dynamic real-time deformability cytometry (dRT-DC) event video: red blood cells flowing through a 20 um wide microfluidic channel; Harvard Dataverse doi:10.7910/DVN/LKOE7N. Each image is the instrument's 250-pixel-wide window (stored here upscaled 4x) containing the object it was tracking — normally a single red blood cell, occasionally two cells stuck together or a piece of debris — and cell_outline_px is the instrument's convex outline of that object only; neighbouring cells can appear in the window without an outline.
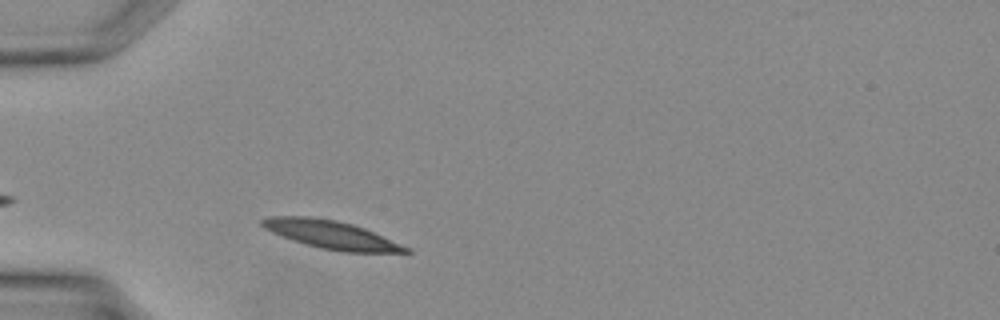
{"species": "Egyptian fruit bat (a non-hibernating species)", "species_latin": "Rousettus aegyptiacus", "temperature_condition": "warm", "stored_images_in_passage": 25, "camera_frame_rate_fps": 3000, "um_per_image_px": 0.085, "animal": {"sex": "female"}, "frame": {"image": 1, "passage_image": 3, "time_ms": 0.667, "image_size_px": [1000, 320], "cell_outline_px": [[412, 252], [344, 252], [320, 248], [304, 244], [292, 240], [272, 232], [264, 228], [260, 224], [260, 220], [268, 216], [304, 216], [336, 220], [352, 224], [364, 228], [408, 248]], "centroid_in_image_um": [28.06, 19.94], "position_along_channel_um": 56.9, "area_um2": 23.18}}
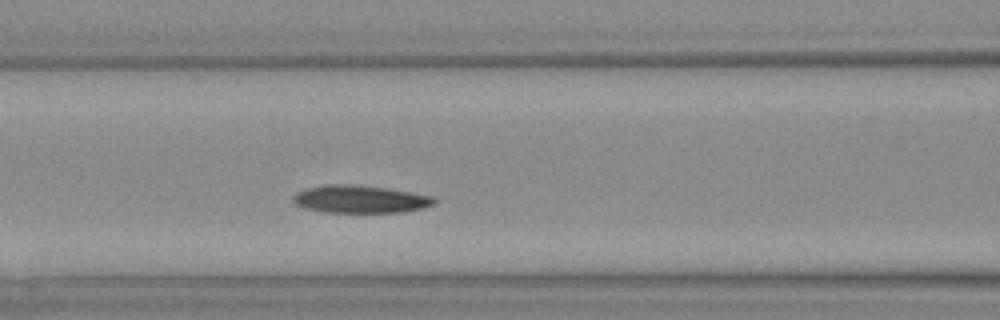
{"frame": {"image": 2, "passage_image": 8, "time_ms": 2.333, "image_size_px": [1000, 320], "cell_outline_px": [[436, 200], [432, 204], [420, 208], [400, 212], [324, 212], [304, 208], [296, 204], [292, 200], [292, 196], [296, 192], [308, 188], [324, 184], [340, 184], [384, 188], [432, 196]], "centroid_in_image_um": [30.52, 16.93], "position_along_channel_um": 136.1, "area_um2": 22.25}}
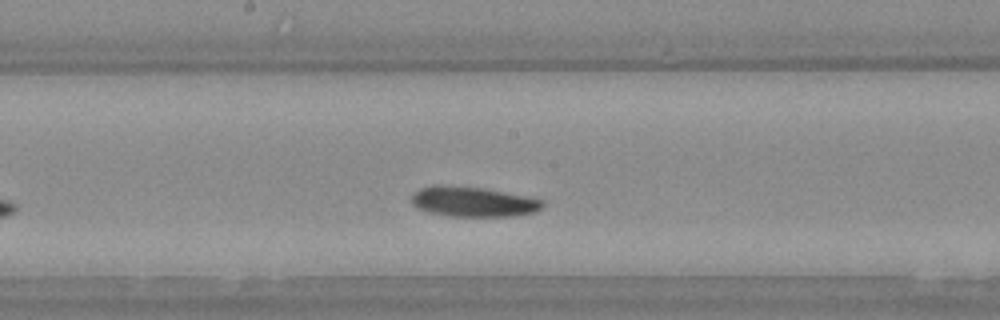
{"frame": {"image": 3, "passage_image": 12, "time_ms": 3.667, "image_size_px": [1000, 320], "cell_outline_px": [[544, 204], [536, 212], [516, 216], [448, 216], [428, 212], [416, 208], [412, 204], [412, 192], [420, 188], [436, 184], [480, 188], [524, 196], [544, 200]], "centroid_in_image_um": [40.16, 17.15], "position_along_channel_um": 208.0, "area_um2": 22.89}}